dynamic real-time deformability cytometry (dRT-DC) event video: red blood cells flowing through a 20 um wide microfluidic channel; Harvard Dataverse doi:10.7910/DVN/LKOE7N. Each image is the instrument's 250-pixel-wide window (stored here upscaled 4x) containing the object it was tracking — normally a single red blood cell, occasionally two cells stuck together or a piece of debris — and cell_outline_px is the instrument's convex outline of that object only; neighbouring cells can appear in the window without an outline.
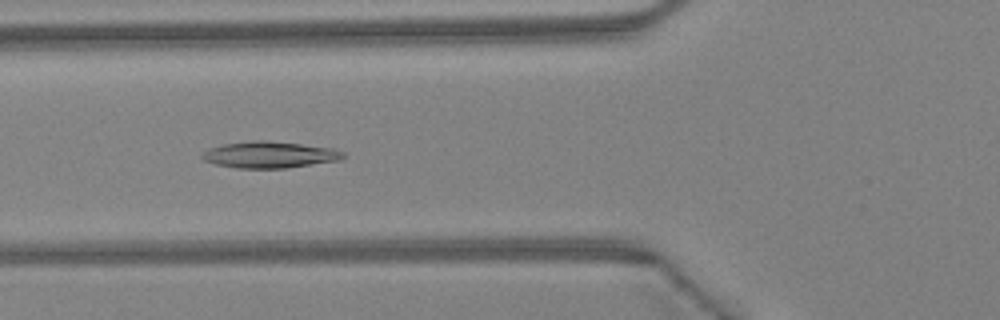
{"species": "Egyptian fruit bat (a non-hibernating species)", "species_latin": "Rousettus aegyptiacus", "temperature_condition": "warm", "stored_images_in_passage": 44, "camera_frame_rate_fps": 3000, "um_per_image_px": 0.085, "animal": {"sex": "female"}, "frame": {"image": 1, "passage_image": 16, "time_ms": 5.0, "image_size_px": [1000, 320], "cell_outline_px": [[344, 156], [340, 160], [288, 168], [236, 168], [216, 164], [204, 160], [200, 156], [208, 148], [224, 144], [252, 140], [264, 140], [300, 144], [332, 148], [344, 152]], "centroid_in_image_um": [22.9, 13.15], "position_along_channel_um": 102.9, "area_um2": 21.68}}
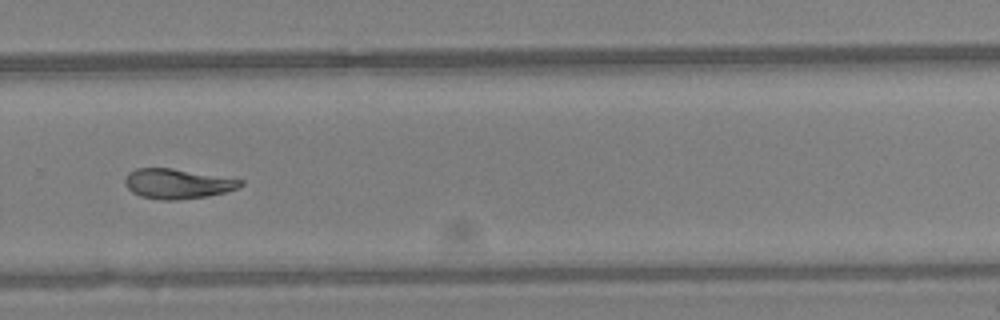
{"frame": {"image": 2, "passage_image": 30, "time_ms": 9.667, "image_size_px": [1000, 320], "cell_outline_px": [[244, 184], [236, 188], [224, 192], [208, 196], [176, 200], [160, 200], [140, 196], [132, 192], [124, 184], [124, 180], [128, 172], [136, 168], [172, 168], [244, 180]], "centroid_in_image_um": [15.05, 15.61], "position_along_channel_um": 314.8, "area_um2": 20.11}}
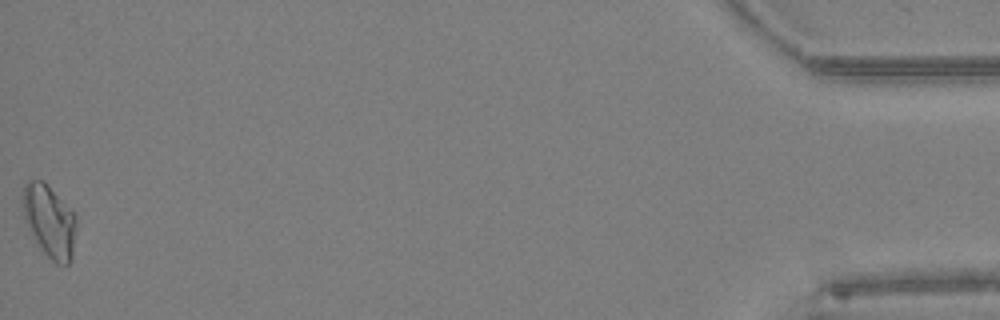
{"frame": {"image": 3, "passage_image": 44, "time_ms": 14.333, "image_size_px": [1000, 320], "cell_outline_px": [[76, 228], [72, 260], [68, 264], [56, 264], [44, 252], [36, 240], [24, 216], [24, 184], [28, 180], [44, 180], [76, 212]], "centroid_in_image_um": [4.27, 18.76], "position_along_channel_um": 430.9, "area_um2": 22.48}, "authors_computed_cell_mechanics": {"area_um2": 20.808, "velocity_mm_per_s": 4.5619, "shape_relaxation_time_tau1_ms": null, "shape_relaxation_time_tau2_ms": 3.9539, "deformation_change_tau1": null, "deformation_change_tau2": 0.1081}}